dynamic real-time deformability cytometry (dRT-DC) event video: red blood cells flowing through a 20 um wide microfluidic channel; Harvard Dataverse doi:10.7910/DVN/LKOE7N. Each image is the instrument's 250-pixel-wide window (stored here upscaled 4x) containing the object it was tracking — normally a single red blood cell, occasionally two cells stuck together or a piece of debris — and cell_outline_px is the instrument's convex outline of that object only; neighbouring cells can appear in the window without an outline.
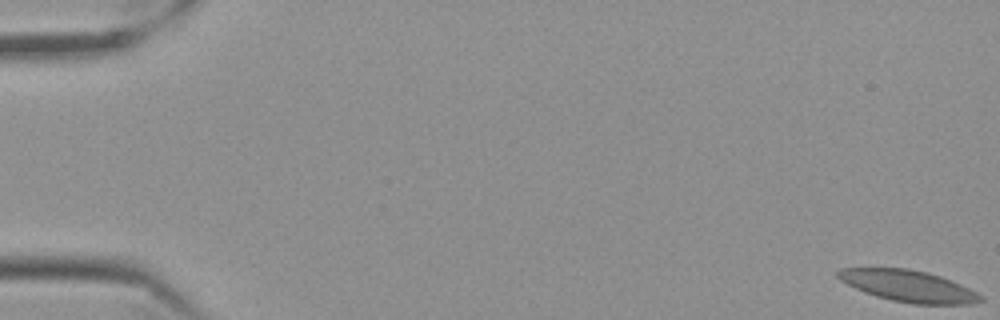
{"species": "Egyptian fruit bat (a non-hibernating species)", "species_latin": "Rousettus aegyptiacus", "temperature_condition": "cold", "stored_images_in_passage": 61, "camera_frame_rate_fps": 3000, "um_per_image_px": 0.085, "frame": {"image": 1, "passage_image": 1, "time_ms": 0.0, "image_size_px": [1000, 320], "cell_outline_px": [[984, 300], [968, 304], [912, 304], [892, 300], [876, 296], [864, 292], [840, 280], [836, 276], [836, 272], [840, 268], [908, 268], [940, 276], [960, 284], [976, 292]], "centroid_in_image_um": [77.17, 24.31], "position_along_channel_um": 7.8, "area_um2": 25.89}}
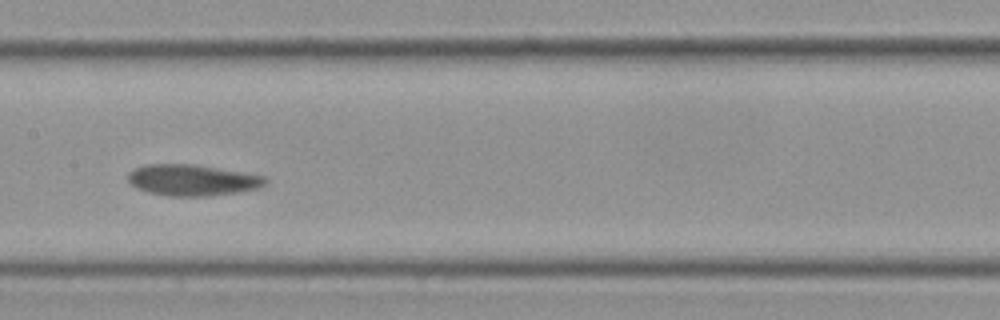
{"frame": {"image": 2, "passage_image": 31, "time_ms": 10.0, "image_size_px": [1000, 320], "cell_outline_px": [[268, 180], [264, 184], [256, 188], [236, 192], [208, 196], [168, 196], [148, 192], [132, 184], [128, 180], [128, 172], [136, 168], [148, 164], [192, 164], [264, 176]], "centroid_in_image_um": [16.31, 15.31], "position_along_channel_um": 191.1, "area_um2": 24.45}}
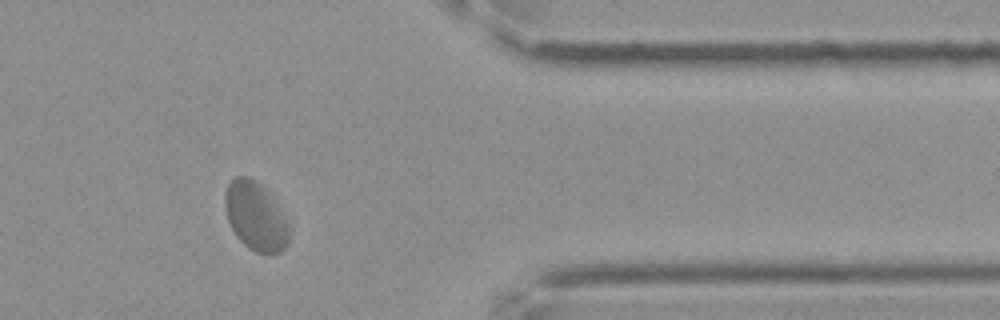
{"frame": {"image": 3, "passage_image": 50, "time_ms": 16.333, "image_size_px": [1000, 320], "cell_outline_px": [[288, 240], [284, 248], [280, 252], [256, 252], [248, 248], [236, 236], [228, 220], [224, 208], [224, 196], [228, 184], [236, 176], [248, 176], [256, 180], [264, 188], [284, 216], [288, 228]], "centroid_in_image_um": [21.67, 18.36], "position_along_channel_um": 389.7, "area_um2": 25.09}, "authors_computed_cell_mechanics": {"area_um2": 25.5476, "velocity_mm_per_s": 3.4161, "shape_relaxation_time_tau1_ms": null, "shape_relaxation_time_tau2_ms": 1.3748, "deformation_change_tau1": null, "deformation_change_tau2": 0.0405}}